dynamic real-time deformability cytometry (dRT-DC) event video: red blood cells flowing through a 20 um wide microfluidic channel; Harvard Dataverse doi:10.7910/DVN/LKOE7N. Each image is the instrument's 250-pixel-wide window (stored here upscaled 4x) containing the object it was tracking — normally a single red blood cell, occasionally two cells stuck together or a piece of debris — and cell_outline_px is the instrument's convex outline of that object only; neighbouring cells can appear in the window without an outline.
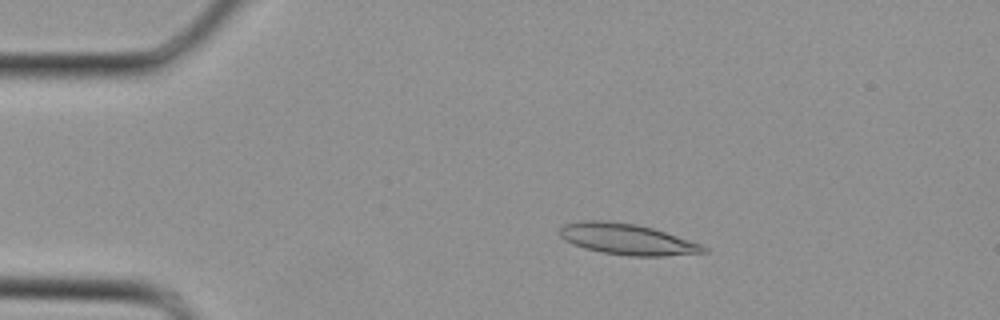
{"species": "Egyptian fruit bat (a non-hibernating species)", "species_latin": "Rousettus aegyptiacus", "temperature_condition": "cold", "stored_images_in_passage": 35, "camera_frame_rate_fps": 3000, "um_per_image_px": 0.085, "animal": {"sex": "female"}, "frame": {"image": 1, "passage_image": 6, "time_ms": 1.667, "image_size_px": [1000, 320], "cell_outline_px": [[708, 252], [664, 256], [628, 256], [600, 252], [584, 248], [564, 240], [560, 236], [560, 228], [564, 224], [584, 220], [608, 220], [636, 224], [652, 228], [700, 244], [708, 248]], "centroid_in_image_um": [53.27, 20.33], "position_along_channel_um": 31.7, "area_um2": 25.89}}
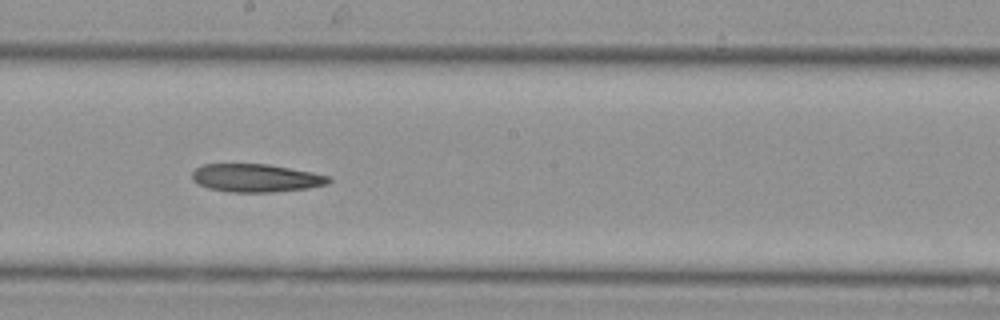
{"frame": {"image": 2, "passage_image": 19, "time_ms": 6.0, "image_size_px": [1000, 320], "cell_outline_px": [[332, 180], [328, 184], [308, 188], [272, 192], [232, 192], [208, 188], [192, 180], [192, 172], [196, 168], [204, 164], [268, 164], [312, 172], [332, 176]], "centroid_in_image_um": [21.79, 15.13], "position_along_channel_um": 226.4, "area_um2": 22.37}}
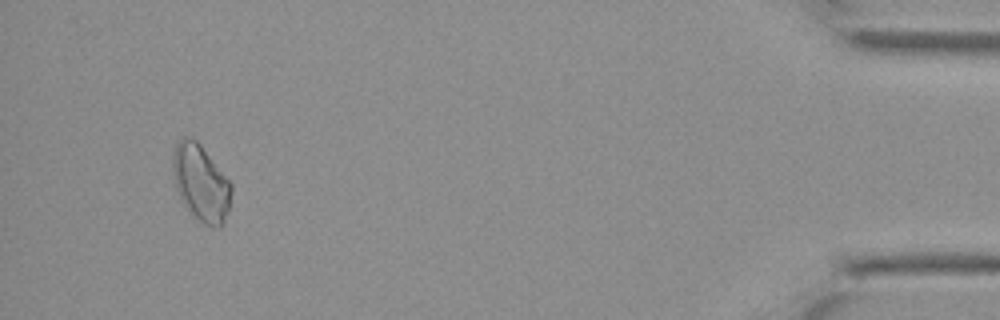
{"frame": {"image": 3, "passage_image": 33, "time_ms": 10.667, "image_size_px": [1000, 320], "cell_outline_px": [[232, 188], [228, 212], [224, 224], [220, 228], [212, 228], [204, 224], [192, 216], [188, 212], [176, 188], [172, 168], [172, 156], [176, 144], [180, 136], [188, 136], [196, 140], [200, 144], [232, 184]], "centroid_in_image_um": [17.07, 15.57], "position_along_channel_um": 418.1, "area_um2": 26.36}}